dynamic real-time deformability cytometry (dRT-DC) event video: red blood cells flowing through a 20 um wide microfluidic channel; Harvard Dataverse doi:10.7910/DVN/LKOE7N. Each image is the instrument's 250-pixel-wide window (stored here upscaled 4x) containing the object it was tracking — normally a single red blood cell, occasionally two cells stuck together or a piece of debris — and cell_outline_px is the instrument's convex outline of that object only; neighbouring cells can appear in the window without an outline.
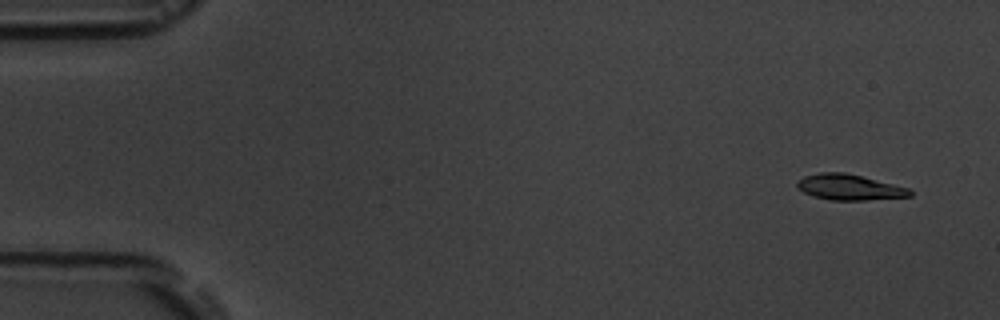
{"species": "common noctule bat (a hibernating species)", "species_latin": "Nyctalus noctula", "temperature_condition": "room temperature", "stored_images_in_passage": 6, "camera_frame_rate_fps": 3000, "um_per_image_px": 0.085, "animal": {"sex": "male", "body_mass_g": 19.5, "forearm_length_mm": 54.6}, "frame": {"image": 1, "passage_image": 1, "time_ms": 0.0, "image_size_px": [1000, 320], "cell_outline_px": [[912, 196], [864, 200], [828, 200], [812, 196], [796, 188], [796, 180], [804, 176], [820, 172], [844, 172], [908, 188], [912, 192]], "centroid_in_image_um": [72.12, 15.91], "position_along_channel_um": 12.9, "area_um2": 16.82}}
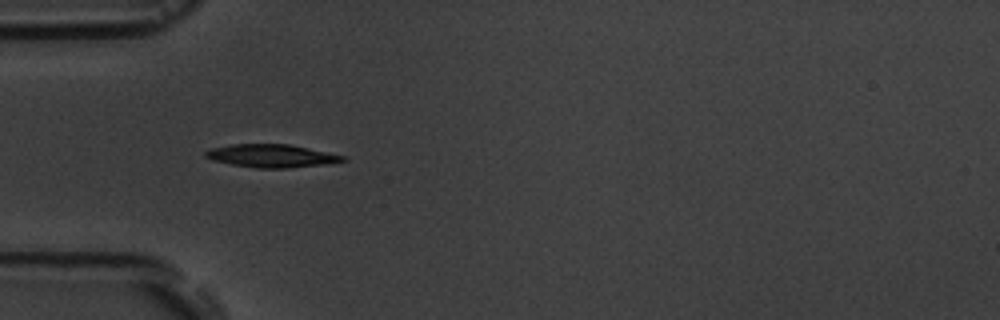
{"frame": {"image": 2, "passage_image": 5, "time_ms": 4.667, "image_size_px": [1000, 320], "cell_outline_px": [[348, 160], [324, 164], [288, 168], [256, 168], [232, 164], [212, 160], [204, 156], [204, 152], [212, 148], [232, 144], [288, 144], [348, 156]], "centroid_in_image_um": [23.1, 13.25], "position_along_channel_um": 61.9, "area_um2": 18.38}}
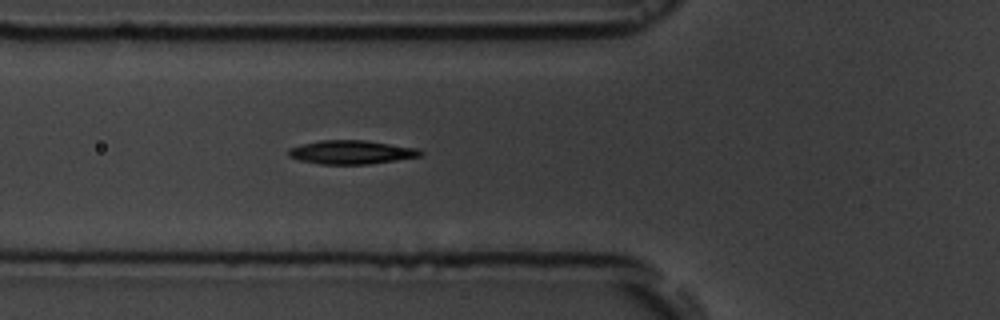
{"frame": {"image": 3, "passage_image": 6, "time_ms": 5.667, "image_size_px": [1000, 320], "cell_outline_px": [[424, 152], [420, 156], [396, 160], [368, 164], [320, 164], [300, 160], [288, 156], [288, 148], [300, 144], [320, 140], [364, 140], [420, 148]], "centroid_in_image_um": [29.86, 12.93], "position_along_channel_um": 95.9, "area_um2": 18.32}}